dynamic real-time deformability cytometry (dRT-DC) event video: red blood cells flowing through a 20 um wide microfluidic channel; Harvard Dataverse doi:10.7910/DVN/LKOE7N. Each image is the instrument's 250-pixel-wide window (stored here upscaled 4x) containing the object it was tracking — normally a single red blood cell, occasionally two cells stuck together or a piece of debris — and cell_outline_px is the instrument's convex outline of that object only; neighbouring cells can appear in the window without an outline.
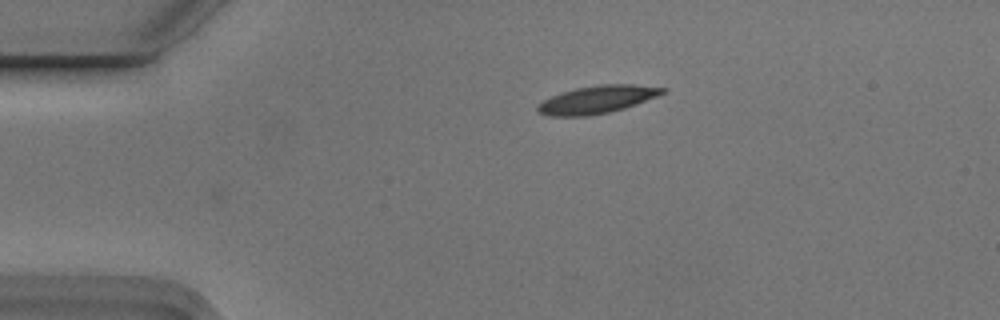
{"species": "Egyptian fruit bat (a non-hibernating species)", "species_latin": "Rousettus aegyptiacus", "temperature_condition": "cold", "stored_images_in_passage": 2, "camera_frame_rate_fps": 3000, "um_per_image_px": 0.085, "animal": {"sex": "male"}, "frame": {"image": 1, "passage_image": 2, "time_ms": 0.333, "image_size_px": [1000, 320], "cell_outline_px": [[668, 88], [664, 92], [656, 96], [624, 108], [608, 112], [584, 116], [548, 116], [540, 112], [536, 108], [536, 104], [552, 96], [576, 88], [600, 84], [632, 84]], "centroid_in_image_um": [50.73, 8.45], "position_along_channel_um": 34.3, "area_um2": 19.83}}